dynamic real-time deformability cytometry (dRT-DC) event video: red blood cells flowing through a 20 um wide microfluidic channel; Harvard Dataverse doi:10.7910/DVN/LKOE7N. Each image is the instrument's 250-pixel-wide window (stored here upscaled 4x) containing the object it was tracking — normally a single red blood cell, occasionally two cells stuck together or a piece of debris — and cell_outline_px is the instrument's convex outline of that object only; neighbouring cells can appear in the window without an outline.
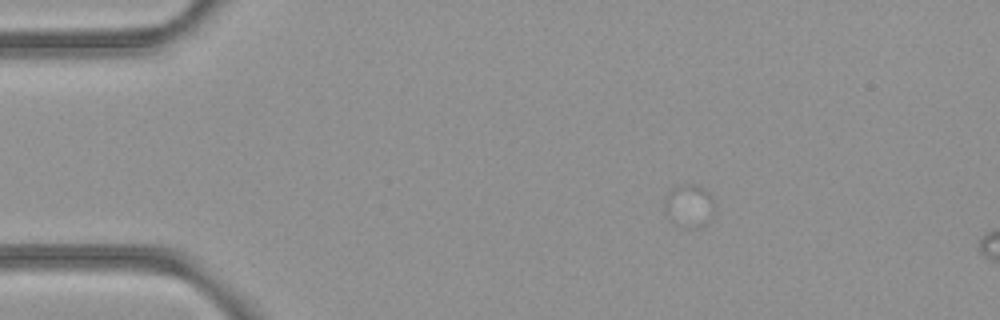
{"species": "common noctule bat (a hibernating species)", "species_latin": "Nyctalus noctula", "temperature_condition": "room temperature", "stored_images_in_passage": 9, "camera_frame_rate_fps": 3000, "um_per_image_px": 0.085, "animal": {"sex": "female", "body_mass_g": 21.9}, "frame": {"image": 1, "passage_image": 1, "time_ms": 0.0, "image_size_px": [1000, 320], "cell_outline_px": [[712, 212], [708, 220], [700, 228], [684, 228], [668, 220], [664, 208], [664, 204], [668, 192], [672, 188], [688, 184], [696, 184], [704, 188], [712, 196]], "centroid_in_image_um": [58.53, 17.51], "position_along_channel_um": 26.5, "area_um2": 12.43}}